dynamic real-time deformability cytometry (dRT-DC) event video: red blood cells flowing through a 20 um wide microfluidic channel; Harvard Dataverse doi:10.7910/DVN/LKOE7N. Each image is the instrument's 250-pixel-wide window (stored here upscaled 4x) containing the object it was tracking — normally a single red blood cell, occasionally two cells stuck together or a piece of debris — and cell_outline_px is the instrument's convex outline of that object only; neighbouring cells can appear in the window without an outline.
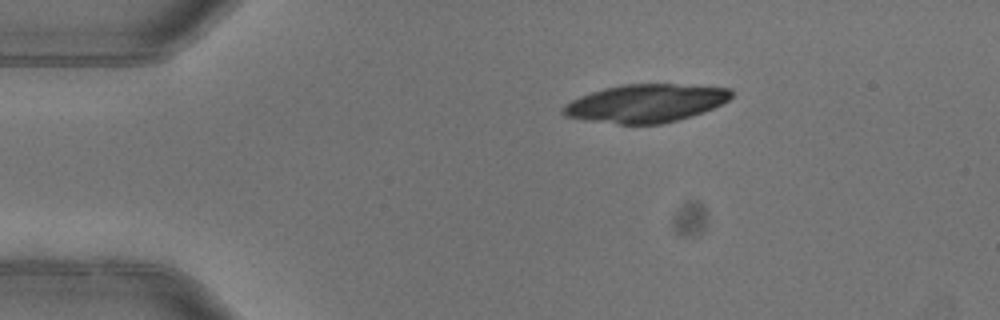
{"species": "common noctule bat (a hibernating species)", "species_latin": "Nyctalus noctula", "temperature_condition": "warm", "stored_images_in_passage": 3, "camera_frame_rate_fps": 3000, "um_per_image_px": 0.085, "animal": {"sex": "female"}, "frame": {"image": 1, "passage_image": 1, "time_ms": 0.0, "image_size_px": [1000, 320], "cell_outline_px": [[732, 96], [728, 100], [704, 112], [692, 116], [660, 124], [620, 124], [564, 116], [560, 112], [560, 108], [564, 104], [580, 96], [604, 88], [620, 84], [676, 84], [732, 88]], "centroid_in_image_um": [54.88, 8.77], "position_along_channel_um": 30.1, "area_um2": 37.22}}